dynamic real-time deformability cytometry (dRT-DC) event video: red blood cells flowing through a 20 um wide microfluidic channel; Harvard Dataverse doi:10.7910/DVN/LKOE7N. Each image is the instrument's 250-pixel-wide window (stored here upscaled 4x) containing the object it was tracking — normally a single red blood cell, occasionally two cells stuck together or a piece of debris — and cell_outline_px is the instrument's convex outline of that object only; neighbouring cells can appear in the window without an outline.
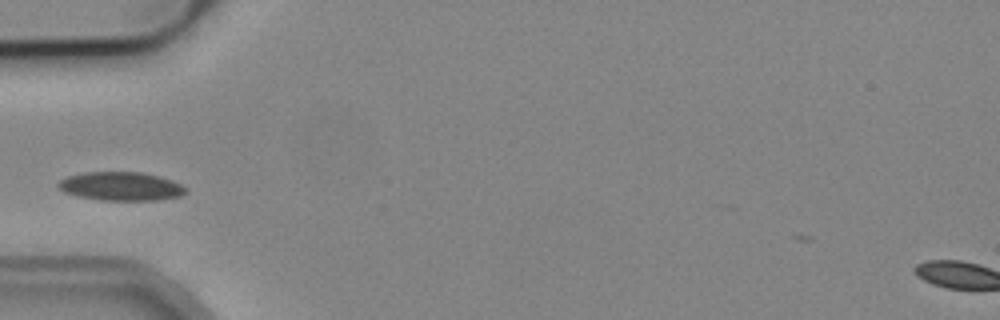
{"species": "common noctule bat (a hibernating species)", "species_latin": "Nyctalus noctula", "temperature_condition": "cold", "stored_images_in_passage": 38, "camera_frame_rate_fps": 3000, "um_per_image_px": 0.085, "animal": {"sex": "male", "body_mass_g": 19.2, "forearm_length_mm": 51.8}, "frame": {"image": 1, "passage_image": 2, "time_ms": 0.333, "image_size_px": [1000, 320], "cell_outline_px": [[188, 192], [180, 196], [156, 200], [100, 200], [76, 196], [64, 192], [56, 184], [60, 180], [68, 176], [84, 172], [144, 172], [160, 176], [172, 180], [188, 188]], "centroid_in_image_um": [10.3, 15.83], "position_along_channel_um": 74.7, "area_um2": 21.44}}
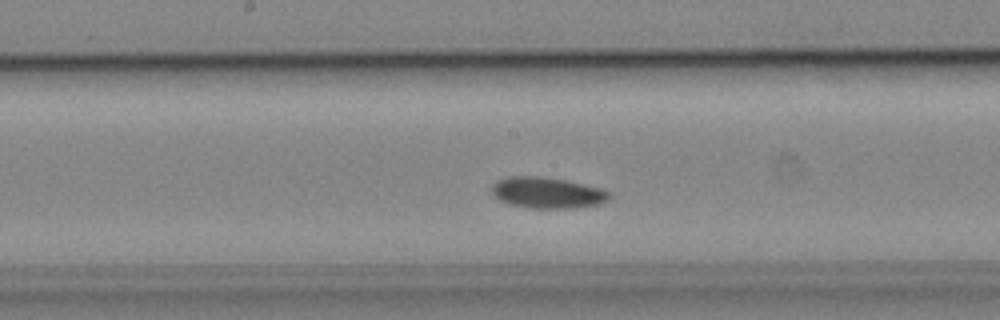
{"frame": {"image": 2, "passage_image": 12, "time_ms": 3.667, "image_size_px": [1000, 320], "cell_outline_px": [[612, 196], [608, 200], [600, 204], [576, 208], [528, 208], [512, 204], [500, 200], [492, 192], [492, 184], [496, 180], [508, 176], [540, 176], [564, 180], [604, 188]], "centroid_in_image_um": [46.55, 16.38], "position_along_channel_um": 201.7, "area_um2": 21.39}}
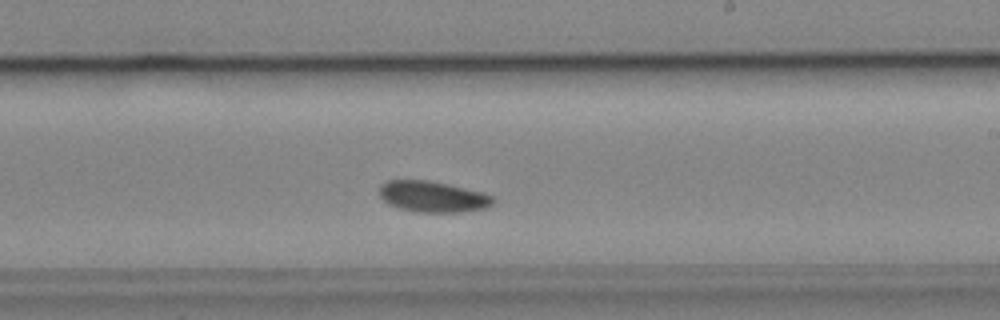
{"frame": {"image": 3, "passage_image": 16, "time_ms": 5.0, "image_size_px": [1000, 320], "cell_outline_px": [[496, 200], [492, 204], [484, 208], [464, 212], [416, 212], [396, 208], [388, 204], [380, 196], [380, 184], [388, 180], [428, 180], [480, 192], [492, 196]], "centroid_in_image_um": [36.74, 16.73], "position_along_channel_um": 252.3, "area_um2": 20.46}, "authors_computed_cell_mechanics": {"area_um2": 20.1433, "velocity_mm_per_s": 3.8021, "shape_relaxation_time_tau1_ms": 3.6179, "shape_relaxation_time_tau2_ms": null, "deformation_change_tau1": 0.0597, "deformation_change_tau2": null}}